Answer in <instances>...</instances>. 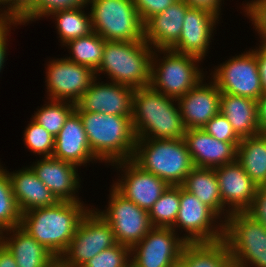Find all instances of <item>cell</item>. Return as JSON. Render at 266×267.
Here are the masks:
<instances>
[{
	"label": "cell",
	"instance_id": "1",
	"mask_svg": "<svg viewBox=\"0 0 266 267\" xmlns=\"http://www.w3.org/2000/svg\"><path fill=\"white\" fill-rule=\"evenodd\" d=\"M88 210L80 201H58L55 205L21 214L20 227L55 257H61Z\"/></svg>",
	"mask_w": 266,
	"mask_h": 267
},
{
	"label": "cell",
	"instance_id": "2",
	"mask_svg": "<svg viewBox=\"0 0 266 267\" xmlns=\"http://www.w3.org/2000/svg\"><path fill=\"white\" fill-rule=\"evenodd\" d=\"M176 99L150 86L134 89L132 125L136 139H183L186 128Z\"/></svg>",
	"mask_w": 266,
	"mask_h": 267
},
{
	"label": "cell",
	"instance_id": "3",
	"mask_svg": "<svg viewBox=\"0 0 266 267\" xmlns=\"http://www.w3.org/2000/svg\"><path fill=\"white\" fill-rule=\"evenodd\" d=\"M86 132L90 150L96 160L112 164L133 157L136 136L132 116L77 111Z\"/></svg>",
	"mask_w": 266,
	"mask_h": 267
},
{
	"label": "cell",
	"instance_id": "4",
	"mask_svg": "<svg viewBox=\"0 0 266 267\" xmlns=\"http://www.w3.org/2000/svg\"><path fill=\"white\" fill-rule=\"evenodd\" d=\"M131 160L169 186H181L194 168L184 139H136Z\"/></svg>",
	"mask_w": 266,
	"mask_h": 267
},
{
	"label": "cell",
	"instance_id": "5",
	"mask_svg": "<svg viewBox=\"0 0 266 267\" xmlns=\"http://www.w3.org/2000/svg\"><path fill=\"white\" fill-rule=\"evenodd\" d=\"M153 50L145 41H105L100 66L95 71L105 72L112 82L130 86L133 89L150 84Z\"/></svg>",
	"mask_w": 266,
	"mask_h": 267
},
{
	"label": "cell",
	"instance_id": "6",
	"mask_svg": "<svg viewBox=\"0 0 266 267\" xmlns=\"http://www.w3.org/2000/svg\"><path fill=\"white\" fill-rule=\"evenodd\" d=\"M224 238L235 267H266V228L247 212L224 220Z\"/></svg>",
	"mask_w": 266,
	"mask_h": 267
},
{
	"label": "cell",
	"instance_id": "7",
	"mask_svg": "<svg viewBox=\"0 0 266 267\" xmlns=\"http://www.w3.org/2000/svg\"><path fill=\"white\" fill-rule=\"evenodd\" d=\"M92 31L107 41L144 39V23L133 0H89Z\"/></svg>",
	"mask_w": 266,
	"mask_h": 267
},
{
	"label": "cell",
	"instance_id": "8",
	"mask_svg": "<svg viewBox=\"0 0 266 267\" xmlns=\"http://www.w3.org/2000/svg\"><path fill=\"white\" fill-rule=\"evenodd\" d=\"M153 50L149 84L152 89L177 100L203 80V73L195 64L200 58L171 49H159L157 51L165 53L166 56H163V62L156 66L154 61L157 53Z\"/></svg>",
	"mask_w": 266,
	"mask_h": 267
},
{
	"label": "cell",
	"instance_id": "9",
	"mask_svg": "<svg viewBox=\"0 0 266 267\" xmlns=\"http://www.w3.org/2000/svg\"><path fill=\"white\" fill-rule=\"evenodd\" d=\"M116 244L111 226L97 211L89 209L79 222L75 235L60 258L67 267H82L98 253Z\"/></svg>",
	"mask_w": 266,
	"mask_h": 267
},
{
	"label": "cell",
	"instance_id": "10",
	"mask_svg": "<svg viewBox=\"0 0 266 267\" xmlns=\"http://www.w3.org/2000/svg\"><path fill=\"white\" fill-rule=\"evenodd\" d=\"M107 210L98 214L111 226L117 243L130 249L152 229L149 212L126 199L113 186Z\"/></svg>",
	"mask_w": 266,
	"mask_h": 267
},
{
	"label": "cell",
	"instance_id": "11",
	"mask_svg": "<svg viewBox=\"0 0 266 267\" xmlns=\"http://www.w3.org/2000/svg\"><path fill=\"white\" fill-rule=\"evenodd\" d=\"M219 217L195 195L180 186V208L172 229H184L189 235L182 237L187 243L218 242L224 238V223L217 228L213 222ZM221 224V225H220ZM214 226V227H213ZM176 227V228H175Z\"/></svg>",
	"mask_w": 266,
	"mask_h": 267
},
{
	"label": "cell",
	"instance_id": "12",
	"mask_svg": "<svg viewBox=\"0 0 266 267\" xmlns=\"http://www.w3.org/2000/svg\"><path fill=\"white\" fill-rule=\"evenodd\" d=\"M215 70L212 82L221 93L248 97L256 101L264 93L253 51L233 57Z\"/></svg>",
	"mask_w": 266,
	"mask_h": 267
},
{
	"label": "cell",
	"instance_id": "13",
	"mask_svg": "<svg viewBox=\"0 0 266 267\" xmlns=\"http://www.w3.org/2000/svg\"><path fill=\"white\" fill-rule=\"evenodd\" d=\"M172 228L152 227L131 249V267H170L181 259L187 242ZM136 251V252H135ZM133 254H135L133 256Z\"/></svg>",
	"mask_w": 266,
	"mask_h": 267
},
{
	"label": "cell",
	"instance_id": "14",
	"mask_svg": "<svg viewBox=\"0 0 266 267\" xmlns=\"http://www.w3.org/2000/svg\"><path fill=\"white\" fill-rule=\"evenodd\" d=\"M49 63L46 72L49 100L76 104L97 78L92 68L66 58L52 60Z\"/></svg>",
	"mask_w": 266,
	"mask_h": 267
},
{
	"label": "cell",
	"instance_id": "15",
	"mask_svg": "<svg viewBox=\"0 0 266 267\" xmlns=\"http://www.w3.org/2000/svg\"><path fill=\"white\" fill-rule=\"evenodd\" d=\"M115 164L125 168V174L113 187L126 199L149 212L169 185L160 177L141 169L131 159Z\"/></svg>",
	"mask_w": 266,
	"mask_h": 267
},
{
	"label": "cell",
	"instance_id": "16",
	"mask_svg": "<svg viewBox=\"0 0 266 267\" xmlns=\"http://www.w3.org/2000/svg\"><path fill=\"white\" fill-rule=\"evenodd\" d=\"M96 80L76 103L75 110L132 116L134 89L115 82L96 83Z\"/></svg>",
	"mask_w": 266,
	"mask_h": 267
},
{
	"label": "cell",
	"instance_id": "17",
	"mask_svg": "<svg viewBox=\"0 0 266 267\" xmlns=\"http://www.w3.org/2000/svg\"><path fill=\"white\" fill-rule=\"evenodd\" d=\"M183 139L194 167L214 169L237 161L240 142L219 141L202 128L187 129Z\"/></svg>",
	"mask_w": 266,
	"mask_h": 267
},
{
	"label": "cell",
	"instance_id": "18",
	"mask_svg": "<svg viewBox=\"0 0 266 267\" xmlns=\"http://www.w3.org/2000/svg\"><path fill=\"white\" fill-rule=\"evenodd\" d=\"M214 169L218 178L222 205L231 207L226 210L227 217L233 212H246L253 204L258 186L237 161Z\"/></svg>",
	"mask_w": 266,
	"mask_h": 267
},
{
	"label": "cell",
	"instance_id": "19",
	"mask_svg": "<svg viewBox=\"0 0 266 267\" xmlns=\"http://www.w3.org/2000/svg\"><path fill=\"white\" fill-rule=\"evenodd\" d=\"M218 18L205 9L189 7L186 10L179 40L171 50L202 60L208 51L213 26L216 25Z\"/></svg>",
	"mask_w": 266,
	"mask_h": 267
},
{
	"label": "cell",
	"instance_id": "20",
	"mask_svg": "<svg viewBox=\"0 0 266 267\" xmlns=\"http://www.w3.org/2000/svg\"><path fill=\"white\" fill-rule=\"evenodd\" d=\"M202 81L176 100L186 130L202 128L220 112L221 91L214 82L206 85Z\"/></svg>",
	"mask_w": 266,
	"mask_h": 267
},
{
	"label": "cell",
	"instance_id": "21",
	"mask_svg": "<svg viewBox=\"0 0 266 267\" xmlns=\"http://www.w3.org/2000/svg\"><path fill=\"white\" fill-rule=\"evenodd\" d=\"M76 165L59 160L53 156L43 157L31 168L37 177L56 196L59 201H80L75 191L80 187Z\"/></svg>",
	"mask_w": 266,
	"mask_h": 267
},
{
	"label": "cell",
	"instance_id": "22",
	"mask_svg": "<svg viewBox=\"0 0 266 267\" xmlns=\"http://www.w3.org/2000/svg\"><path fill=\"white\" fill-rule=\"evenodd\" d=\"M188 8L183 0H177L163 12L149 18L144 23L145 41L157 50L171 49L179 40Z\"/></svg>",
	"mask_w": 266,
	"mask_h": 267
},
{
	"label": "cell",
	"instance_id": "23",
	"mask_svg": "<svg viewBox=\"0 0 266 267\" xmlns=\"http://www.w3.org/2000/svg\"><path fill=\"white\" fill-rule=\"evenodd\" d=\"M53 157L76 166L96 159L90 150L79 113L74 110L55 137Z\"/></svg>",
	"mask_w": 266,
	"mask_h": 267
},
{
	"label": "cell",
	"instance_id": "24",
	"mask_svg": "<svg viewBox=\"0 0 266 267\" xmlns=\"http://www.w3.org/2000/svg\"><path fill=\"white\" fill-rule=\"evenodd\" d=\"M12 191L21 214L47 206L55 205L59 200L37 177L31 167L9 173Z\"/></svg>",
	"mask_w": 266,
	"mask_h": 267
},
{
	"label": "cell",
	"instance_id": "25",
	"mask_svg": "<svg viewBox=\"0 0 266 267\" xmlns=\"http://www.w3.org/2000/svg\"><path fill=\"white\" fill-rule=\"evenodd\" d=\"M220 112L242 139L261 134L256 100L239 95L221 93Z\"/></svg>",
	"mask_w": 266,
	"mask_h": 267
},
{
	"label": "cell",
	"instance_id": "26",
	"mask_svg": "<svg viewBox=\"0 0 266 267\" xmlns=\"http://www.w3.org/2000/svg\"><path fill=\"white\" fill-rule=\"evenodd\" d=\"M8 231L13 232L14 236L7 238L2 234V244L11 252L18 267H45L56 258L20 226Z\"/></svg>",
	"mask_w": 266,
	"mask_h": 267
},
{
	"label": "cell",
	"instance_id": "27",
	"mask_svg": "<svg viewBox=\"0 0 266 267\" xmlns=\"http://www.w3.org/2000/svg\"><path fill=\"white\" fill-rule=\"evenodd\" d=\"M181 186L211 208L219 218L222 212L225 213L215 169L194 167Z\"/></svg>",
	"mask_w": 266,
	"mask_h": 267
},
{
	"label": "cell",
	"instance_id": "28",
	"mask_svg": "<svg viewBox=\"0 0 266 267\" xmlns=\"http://www.w3.org/2000/svg\"><path fill=\"white\" fill-rule=\"evenodd\" d=\"M237 162L257 186H266V134L242 138Z\"/></svg>",
	"mask_w": 266,
	"mask_h": 267
},
{
	"label": "cell",
	"instance_id": "29",
	"mask_svg": "<svg viewBox=\"0 0 266 267\" xmlns=\"http://www.w3.org/2000/svg\"><path fill=\"white\" fill-rule=\"evenodd\" d=\"M181 260L188 267H235L224 240L210 243H187Z\"/></svg>",
	"mask_w": 266,
	"mask_h": 267
},
{
	"label": "cell",
	"instance_id": "30",
	"mask_svg": "<svg viewBox=\"0 0 266 267\" xmlns=\"http://www.w3.org/2000/svg\"><path fill=\"white\" fill-rule=\"evenodd\" d=\"M105 41L94 31L87 36L72 39L64 44L72 51V56L67 59L96 71L102 61Z\"/></svg>",
	"mask_w": 266,
	"mask_h": 267
},
{
	"label": "cell",
	"instance_id": "31",
	"mask_svg": "<svg viewBox=\"0 0 266 267\" xmlns=\"http://www.w3.org/2000/svg\"><path fill=\"white\" fill-rule=\"evenodd\" d=\"M84 7L68 10H59L54 15L57 21V29L63 45L72 39L87 36L92 32L91 15L82 11Z\"/></svg>",
	"mask_w": 266,
	"mask_h": 267
},
{
	"label": "cell",
	"instance_id": "32",
	"mask_svg": "<svg viewBox=\"0 0 266 267\" xmlns=\"http://www.w3.org/2000/svg\"><path fill=\"white\" fill-rule=\"evenodd\" d=\"M180 208V186H168L149 211L153 227L172 228Z\"/></svg>",
	"mask_w": 266,
	"mask_h": 267
},
{
	"label": "cell",
	"instance_id": "33",
	"mask_svg": "<svg viewBox=\"0 0 266 267\" xmlns=\"http://www.w3.org/2000/svg\"><path fill=\"white\" fill-rule=\"evenodd\" d=\"M0 165V231L20 226L21 212L15 201L8 171Z\"/></svg>",
	"mask_w": 266,
	"mask_h": 267
},
{
	"label": "cell",
	"instance_id": "34",
	"mask_svg": "<svg viewBox=\"0 0 266 267\" xmlns=\"http://www.w3.org/2000/svg\"><path fill=\"white\" fill-rule=\"evenodd\" d=\"M44 106L34 113L32 119L56 137L68 116L75 110L76 104L68 103V101L51 100L48 105L45 104Z\"/></svg>",
	"mask_w": 266,
	"mask_h": 267
},
{
	"label": "cell",
	"instance_id": "35",
	"mask_svg": "<svg viewBox=\"0 0 266 267\" xmlns=\"http://www.w3.org/2000/svg\"><path fill=\"white\" fill-rule=\"evenodd\" d=\"M31 120L24 132V142L27 148L35 154L51 157L53 155L55 137L36 121Z\"/></svg>",
	"mask_w": 266,
	"mask_h": 267
},
{
	"label": "cell",
	"instance_id": "36",
	"mask_svg": "<svg viewBox=\"0 0 266 267\" xmlns=\"http://www.w3.org/2000/svg\"><path fill=\"white\" fill-rule=\"evenodd\" d=\"M88 2L89 0H35L33 7L19 20V23L25 24L42 16H50V14L59 10L86 7Z\"/></svg>",
	"mask_w": 266,
	"mask_h": 267
},
{
	"label": "cell",
	"instance_id": "37",
	"mask_svg": "<svg viewBox=\"0 0 266 267\" xmlns=\"http://www.w3.org/2000/svg\"><path fill=\"white\" fill-rule=\"evenodd\" d=\"M130 252L129 247L117 243L98 253L82 267H131Z\"/></svg>",
	"mask_w": 266,
	"mask_h": 267
},
{
	"label": "cell",
	"instance_id": "38",
	"mask_svg": "<svg viewBox=\"0 0 266 267\" xmlns=\"http://www.w3.org/2000/svg\"><path fill=\"white\" fill-rule=\"evenodd\" d=\"M202 129L219 141L241 142V138L236 134L232 125L221 112L211 118Z\"/></svg>",
	"mask_w": 266,
	"mask_h": 267
},
{
	"label": "cell",
	"instance_id": "39",
	"mask_svg": "<svg viewBox=\"0 0 266 267\" xmlns=\"http://www.w3.org/2000/svg\"><path fill=\"white\" fill-rule=\"evenodd\" d=\"M177 0H133L143 23L155 14L163 12Z\"/></svg>",
	"mask_w": 266,
	"mask_h": 267
},
{
	"label": "cell",
	"instance_id": "40",
	"mask_svg": "<svg viewBox=\"0 0 266 267\" xmlns=\"http://www.w3.org/2000/svg\"><path fill=\"white\" fill-rule=\"evenodd\" d=\"M35 0H0V5H7V10L0 13V19L19 21L34 5Z\"/></svg>",
	"mask_w": 266,
	"mask_h": 267
},
{
	"label": "cell",
	"instance_id": "41",
	"mask_svg": "<svg viewBox=\"0 0 266 267\" xmlns=\"http://www.w3.org/2000/svg\"><path fill=\"white\" fill-rule=\"evenodd\" d=\"M245 12L250 16L252 24L255 26V30L260 34L266 28V0H252L248 2Z\"/></svg>",
	"mask_w": 266,
	"mask_h": 267
},
{
	"label": "cell",
	"instance_id": "42",
	"mask_svg": "<svg viewBox=\"0 0 266 267\" xmlns=\"http://www.w3.org/2000/svg\"><path fill=\"white\" fill-rule=\"evenodd\" d=\"M246 212L266 228V186H258L253 204Z\"/></svg>",
	"mask_w": 266,
	"mask_h": 267
},
{
	"label": "cell",
	"instance_id": "43",
	"mask_svg": "<svg viewBox=\"0 0 266 267\" xmlns=\"http://www.w3.org/2000/svg\"><path fill=\"white\" fill-rule=\"evenodd\" d=\"M20 24L19 21L16 20H6V19H0V72L3 68V64L5 62L6 57V48H7V36L8 32L10 30V25L12 24ZM9 29V30H8Z\"/></svg>",
	"mask_w": 266,
	"mask_h": 267
},
{
	"label": "cell",
	"instance_id": "44",
	"mask_svg": "<svg viewBox=\"0 0 266 267\" xmlns=\"http://www.w3.org/2000/svg\"><path fill=\"white\" fill-rule=\"evenodd\" d=\"M258 62V71L263 92H266V45L262 43L259 49L252 50Z\"/></svg>",
	"mask_w": 266,
	"mask_h": 267
},
{
	"label": "cell",
	"instance_id": "45",
	"mask_svg": "<svg viewBox=\"0 0 266 267\" xmlns=\"http://www.w3.org/2000/svg\"><path fill=\"white\" fill-rule=\"evenodd\" d=\"M191 8H200L212 12L219 17L221 0H183Z\"/></svg>",
	"mask_w": 266,
	"mask_h": 267
},
{
	"label": "cell",
	"instance_id": "46",
	"mask_svg": "<svg viewBox=\"0 0 266 267\" xmlns=\"http://www.w3.org/2000/svg\"><path fill=\"white\" fill-rule=\"evenodd\" d=\"M258 122L261 134H266V92L258 99Z\"/></svg>",
	"mask_w": 266,
	"mask_h": 267
},
{
	"label": "cell",
	"instance_id": "47",
	"mask_svg": "<svg viewBox=\"0 0 266 267\" xmlns=\"http://www.w3.org/2000/svg\"><path fill=\"white\" fill-rule=\"evenodd\" d=\"M0 267H18L11 252L2 243L0 244Z\"/></svg>",
	"mask_w": 266,
	"mask_h": 267
},
{
	"label": "cell",
	"instance_id": "48",
	"mask_svg": "<svg viewBox=\"0 0 266 267\" xmlns=\"http://www.w3.org/2000/svg\"><path fill=\"white\" fill-rule=\"evenodd\" d=\"M45 267H67V266L65 265L64 261L60 257H56Z\"/></svg>",
	"mask_w": 266,
	"mask_h": 267
},
{
	"label": "cell",
	"instance_id": "49",
	"mask_svg": "<svg viewBox=\"0 0 266 267\" xmlns=\"http://www.w3.org/2000/svg\"><path fill=\"white\" fill-rule=\"evenodd\" d=\"M170 267H188L181 259L173 263Z\"/></svg>",
	"mask_w": 266,
	"mask_h": 267
},
{
	"label": "cell",
	"instance_id": "50",
	"mask_svg": "<svg viewBox=\"0 0 266 267\" xmlns=\"http://www.w3.org/2000/svg\"><path fill=\"white\" fill-rule=\"evenodd\" d=\"M260 36L262 38L261 43L266 45V28L260 33Z\"/></svg>",
	"mask_w": 266,
	"mask_h": 267
},
{
	"label": "cell",
	"instance_id": "51",
	"mask_svg": "<svg viewBox=\"0 0 266 267\" xmlns=\"http://www.w3.org/2000/svg\"><path fill=\"white\" fill-rule=\"evenodd\" d=\"M2 234L3 232L0 231V244L2 243Z\"/></svg>",
	"mask_w": 266,
	"mask_h": 267
}]
</instances>
